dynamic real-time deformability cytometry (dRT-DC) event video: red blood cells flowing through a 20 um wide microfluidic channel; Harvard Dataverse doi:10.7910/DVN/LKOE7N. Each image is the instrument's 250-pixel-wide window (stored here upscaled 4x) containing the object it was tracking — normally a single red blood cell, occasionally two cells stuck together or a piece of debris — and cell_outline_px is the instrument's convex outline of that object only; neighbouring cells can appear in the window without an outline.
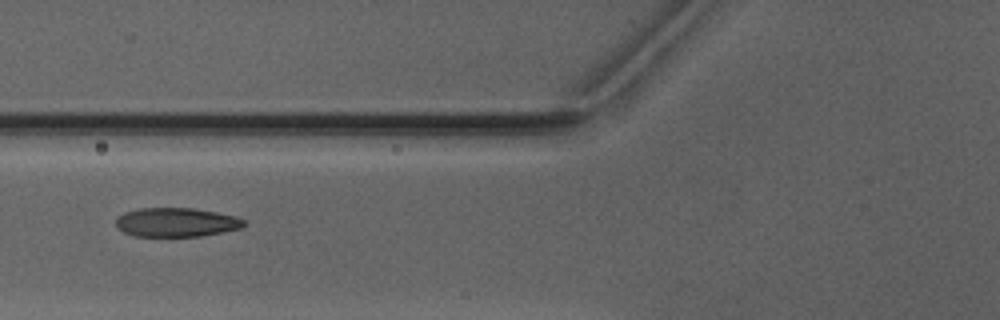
{"species": "Egyptian fruit bat (a non-hibernating species)", "species_latin": "Rousettus aegyptiacus", "temperature_condition": "warm", "stored_images_in_passage": 5, "camera_frame_rate_fps": 3000, "um_per_image_px": 0.085, "animal": {"sex": "male"}, "frame": {"image": 1, "passage_image": 5, "time_ms": 5.667, "image_size_px": [1000, 320], "cell_outline_px": [[248, 224], [240, 228], [200, 236], [136, 236], [124, 232], [116, 224], [116, 216], [124, 212], [140, 208], [196, 208], [236, 216], [244, 220]], "centroid_in_image_um": [14.99, 18.88], "position_along_channel_um": 110.8, "area_um2": 21.62}}